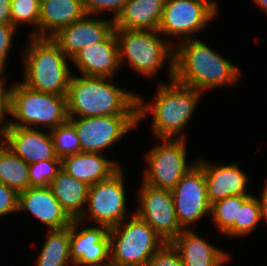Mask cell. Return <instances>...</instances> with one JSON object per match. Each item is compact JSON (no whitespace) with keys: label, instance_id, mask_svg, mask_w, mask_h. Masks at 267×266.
Returning <instances> with one entry per match:
<instances>
[{"label":"cell","instance_id":"28","mask_svg":"<svg viewBox=\"0 0 267 266\" xmlns=\"http://www.w3.org/2000/svg\"><path fill=\"white\" fill-rule=\"evenodd\" d=\"M40 0H11V24L17 29L20 25L33 27L30 36L39 37Z\"/></svg>","mask_w":267,"mask_h":266},{"label":"cell","instance_id":"39","mask_svg":"<svg viewBox=\"0 0 267 266\" xmlns=\"http://www.w3.org/2000/svg\"><path fill=\"white\" fill-rule=\"evenodd\" d=\"M267 15V0H252Z\"/></svg>","mask_w":267,"mask_h":266},{"label":"cell","instance_id":"2","mask_svg":"<svg viewBox=\"0 0 267 266\" xmlns=\"http://www.w3.org/2000/svg\"><path fill=\"white\" fill-rule=\"evenodd\" d=\"M156 83L155 99L145 101L142 95L137 94L138 126L151 116V132L156 140L187 139L185 128L191 122L203 93L174 79L166 82L158 80Z\"/></svg>","mask_w":267,"mask_h":266},{"label":"cell","instance_id":"4","mask_svg":"<svg viewBox=\"0 0 267 266\" xmlns=\"http://www.w3.org/2000/svg\"><path fill=\"white\" fill-rule=\"evenodd\" d=\"M21 50L25 86L40 92L67 95L74 74L71 62L52 38L30 36ZM73 71V72H72Z\"/></svg>","mask_w":267,"mask_h":266},{"label":"cell","instance_id":"9","mask_svg":"<svg viewBox=\"0 0 267 266\" xmlns=\"http://www.w3.org/2000/svg\"><path fill=\"white\" fill-rule=\"evenodd\" d=\"M144 153L147 164L142 170V181L152 187L172 190L182 176L197 162L187 160V139L159 138ZM161 142V143H160Z\"/></svg>","mask_w":267,"mask_h":266},{"label":"cell","instance_id":"5","mask_svg":"<svg viewBox=\"0 0 267 266\" xmlns=\"http://www.w3.org/2000/svg\"><path fill=\"white\" fill-rule=\"evenodd\" d=\"M114 30L121 67L127 66V69H131L139 76L153 81L157 80L159 70L166 67L167 81L173 79L174 46L158 30Z\"/></svg>","mask_w":267,"mask_h":266},{"label":"cell","instance_id":"30","mask_svg":"<svg viewBox=\"0 0 267 266\" xmlns=\"http://www.w3.org/2000/svg\"><path fill=\"white\" fill-rule=\"evenodd\" d=\"M260 223V205L252 194L242 205H238V238L248 237Z\"/></svg>","mask_w":267,"mask_h":266},{"label":"cell","instance_id":"22","mask_svg":"<svg viewBox=\"0 0 267 266\" xmlns=\"http://www.w3.org/2000/svg\"><path fill=\"white\" fill-rule=\"evenodd\" d=\"M85 15L82 0H41L39 37L52 38Z\"/></svg>","mask_w":267,"mask_h":266},{"label":"cell","instance_id":"33","mask_svg":"<svg viewBox=\"0 0 267 266\" xmlns=\"http://www.w3.org/2000/svg\"><path fill=\"white\" fill-rule=\"evenodd\" d=\"M6 72H0V134L9 127L11 117V88L6 86ZM6 82V83H5ZM6 116V117H5Z\"/></svg>","mask_w":267,"mask_h":266},{"label":"cell","instance_id":"19","mask_svg":"<svg viewBox=\"0 0 267 266\" xmlns=\"http://www.w3.org/2000/svg\"><path fill=\"white\" fill-rule=\"evenodd\" d=\"M71 63L81 75L116 78L121 66L115 30L104 41L81 49Z\"/></svg>","mask_w":267,"mask_h":266},{"label":"cell","instance_id":"23","mask_svg":"<svg viewBox=\"0 0 267 266\" xmlns=\"http://www.w3.org/2000/svg\"><path fill=\"white\" fill-rule=\"evenodd\" d=\"M165 0H127L114 29L158 30Z\"/></svg>","mask_w":267,"mask_h":266},{"label":"cell","instance_id":"12","mask_svg":"<svg viewBox=\"0 0 267 266\" xmlns=\"http://www.w3.org/2000/svg\"><path fill=\"white\" fill-rule=\"evenodd\" d=\"M135 196L134 213L144 220L165 243H172L184 230L180 225L171 190L152 187L141 180Z\"/></svg>","mask_w":267,"mask_h":266},{"label":"cell","instance_id":"31","mask_svg":"<svg viewBox=\"0 0 267 266\" xmlns=\"http://www.w3.org/2000/svg\"><path fill=\"white\" fill-rule=\"evenodd\" d=\"M61 169V160H45L29 164V187L49 186Z\"/></svg>","mask_w":267,"mask_h":266},{"label":"cell","instance_id":"16","mask_svg":"<svg viewBox=\"0 0 267 266\" xmlns=\"http://www.w3.org/2000/svg\"><path fill=\"white\" fill-rule=\"evenodd\" d=\"M0 140L28 165L45 160H61L55 154L49 130L9 126Z\"/></svg>","mask_w":267,"mask_h":266},{"label":"cell","instance_id":"18","mask_svg":"<svg viewBox=\"0 0 267 266\" xmlns=\"http://www.w3.org/2000/svg\"><path fill=\"white\" fill-rule=\"evenodd\" d=\"M31 214L45 225L46 230L69 227L73 219L62 208L53 192L47 187H29L18 194V213Z\"/></svg>","mask_w":267,"mask_h":266},{"label":"cell","instance_id":"36","mask_svg":"<svg viewBox=\"0 0 267 266\" xmlns=\"http://www.w3.org/2000/svg\"><path fill=\"white\" fill-rule=\"evenodd\" d=\"M18 214V193L0 182V218Z\"/></svg>","mask_w":267,"mask_h":266},{"label":"cell","instance_id":"24","mask_svg":"<svg viewBox=\"0 0 267 266\" xmlns=\"http://www.w3.org/2000/svg\"><path fill=\"white\" fill-rule=\"evenodd\" d=\"M49 188L73 220L82 216L87 203L89 185L61 169L50 182Z\"/></svg>","mask_w":267,"mask_h":266},{"label":"cell","instance_id":"27","mask_svg":"<svg viewBox=\"0 0 267 266\" xmlns=\"http://www.w3.org/2000/svg\"><path fill=\"white\" fill-rule=\"evenodd\" d=\"M0 182L18 194L29 188V165L0 140Z\"/></svg>","mask_w":267,"mask_h":266},{"label":"cell","instance_id":"3","mask_svg":"<svg viewBox=\"0 0 267 266\" xmlns=\"http://www.w3.org/2000/svg\"><path fill=\"white\" fill-rule=\"evenodd\" d=\"M113 80L73 75L66 95L68 117L137 115L138 93L121 88Z\"/></svg>","mask_w":267,"mask_h":266},{"label":"cell","instance_id":"26","mask_svg":"<svg viewBox=\"0 0 267 266\" xmlns=\"http://www.w3.org/2000/svg\"><path fill=\"white\" fill-rule=\"evenodd\" d=\"M251 195H234L211 204L210 219L221 235L229 239L238 238V205Z\"/></svg>","mask_w":267,"mask_h":266},{"label":"cell","instance_id":"7","mask_svg":"<svg viewBox=\"0 0 267 266\" xmlns=\"http://www.w3.org/2000/svg\"><path fill=\"white\" fill-rule=\"evenodd\" d=\"M109 230L110 265L145 266L166 243L134 211Z\"/></svg>","mask_w":267,"mask_h":266},{"label":"cell","instance_id":"8","mask_svg":"<svg viewBox=\"0 0 267 266\" xmlns=\"http://www.w3.org/2000/svg\"><path fill=\"white\" fill-rule=\"evenodd\" d=\"M219 9L218 0H165L158 31L175 46L197 38L199 33L202 35L209 22L218 16Z\"/></svg>","mask_w":267,"mask_h":266},{"label":"cell","instance_id":"21","mask_svg":"<svg viewBox=\"0 0 267 266\" xmlns=\"http://www.w3.org/2000/svg\"><path fill=\"white\" fill-rule=\"evenodd\" d=\"M107 157L103 153L79 152L63 157L61 168L73 178L91 186L110 178L122 167L120 162Z\"/></svg>","mask_w":267,"mask_h":266},{"label":"cell","instance_id":"29","mask_svg":"<svg viewBox=\"0 0 267 266\" xmlns=\"http://www.w3.org/2000/svg\"><path fill=\"white\" fill-rule=\"evenodd\" d=\"M55 154L62 159L68 155L81 152V145L73 124L67 120L50 130Z\"/></svg>","mask_w":267,"mask_h":266},{"label":"cell","instance_id":"15","mask_svg":"<svg viewBox=\"0 0 267 266\" xmlns=\"http://www.w3.org/2000/svg\"><path fill=\"white\" fill-rule=\"evenodd\" d=\"M196 163L203 169L210 204L229 196L253 194L248 190L250 176L237 161L216 164L199 157Z\"/></svg>","mask_w":267,"mask_h":266},{"label":"cell","instance_id":"10","mask_svg":"<svg viewBox=\"0 0 267 266\" xmlns=\"http://www.w3.org/2000/svg\"><path fill=\"white\" fill-rule=\"evenodd\" d=\"M123 167L110 178L89 186L86 207L80 221L88 223L91 220L95 225L111 229L129 217Z\"/></svg>","mask_w":267,"mask_h":266},{"label":"cell","instance_id":"32","mask_svg":"<svg viewBox=\"0 0 267 266\" xmlns=\"http://www.w3.org/2000/svg\"><path fill=\"white\" fill-rule=\"evenodd\" d=\"M126 3L127 0H82L86 15L99 16L104 15V13L105 15L111 13L109 16L112 20L116 19Z\"/></svg>","mask_w":267,"mask_h":266},{"label":"cell","instance_id":"13","mask_svg":"<svg viewBox=\"0 0 267 266\" xmlns=\"http://www.w3.org/2000/svg\"><path fill=\"white\" fill-rule=\"evenodd\" d=\"M175 212L184 229L197 228L195 223L211 214L203 169L196 163L171 190ZM195 226V227H194Z\"/></svg>","mask_w":267,"mask_h":266},{"label":"cell","instance_id":"11","mask_svg":"<svg viewBox=\"0 0 267 266\" xmlns=\"http://www.w3.org/2000/svg\"><path fill=\"white\" fill-rule=\"evenodd\" d=\"M81 145V152L103 153L138 127L137 115L69 117Z\"/></svg>","mask_w":267,"mask_h":266},{"label":"cell","instance_id":"6","mask_svg":"<svg viewBox=\"0 0 267 266\" xmlns=\"http://www.w3.org/2000/svg\"><path fill=\"white\" fill-rule=\"evenodd\" d=\"M68 118L66 95L36 91L18 80L12 84L9 126L50 131Z\"/></svg>","mask_w":267,"mask_h":266},{"label":"cell","instance_id":"37","mask_svg":"<svg viewBox=\"0 0 267 266\" xmlns=\"http://www.w3.org/2000/svg\"><path fill=\"white\" fill-rule=\"evenodd\" d=\"M259 197L255 194L260 205V218L261 221L266 222L267 224V179L264 181Z\"/></svg>","mask_w":267,"mask_h":266},{"label":"cell","instance_id":"35","mask_svg":"<svg viewBox=\"0 0 267 266\" xmlns=\"http://www.w3.org/2000/svg\"><path fill=\"white\" fill-rule=\"evenodd\" d=\"M15 32L17 33V28L12 24L0 25V72H7L6 63L9 60V54L14 44Z\"/></svg>","mask_w":267,"mask_h":266},{"label":"cell","instance_id":"1","mask_svg":"<svg viewBox=\"0 0 267 266\" xmlns=\"http://www.w3.org/2000/svg\"><path fill=\"white\" fill-rule=\"evenodd\" d=\"M216 51L198 37L177 43L173 79L203 94L209 89L239 85L243 70Z\"/></svg>","mask_w":267,"mask_h":266},{"label":"cell","instance_id":"38","mask_svg":"<svg viewBox=\"0 0 267 266\" xmlns=\"http://www.w3.org/2000/svg\"><path fill=\"white\" fill-rule=\"evenodd\" d=\"M10 1L11 0H0V25L11 24Z\"/></svg>","mask_w":267,"mask_h":266},{"label":"cell","instance_id":"14","mask_svg":"<svg viewBox=\"0 0 267 266\" xmlns=\"http://www.w3.org/2000/svg\"><path fill=\"white\" fill-rule=\"evenodd\" d=\"M89 226L79 219H74L70 225L72 264L74 266L110 265V229L94 223Z\"/></svg>","mask_w":267,"mask_h":266},{"label":"cell","instance_id":"17","mask_svg":"<svg viewBox=\"0 0 267 266\" xmlns=\"http://www.w3.org/2000/svg\"><path fill=\"white\" fill-rule=\"evenodd\" d=\"M99 17L85 15L61 29L52 39L72 59L84 47L104 41L114 31V20Z\"/></svg>","mask_w":267,"mask_h":266},{"label":"cell","instance_id":"34","mask_svg":"<svg viewBox=\"0 0 267 266\" xmlns=\"http://www.w3.org/2000/svg\"><path fill=\"white\" fill-rule=\"evenodd\" d=\"M145 266H183V261L174 246L171 243H166Z\"/></svg>","mask_w":267,"mask_h":266},{"label":"cell","instance_id":"20","mask_svg":"<svg viewBox=\"0 0 267 266\" xmlns=\"http://www.w3.org/2000/svg\"><path fill=\"white\" fill-rule=\"evenodd\" d=\"M184 229L171 243L181 255L183 266H223L231 260L230 252L221 249L210 239L194 231Z\"/></svg>","mask_w":267,"mask_h":266},{"label":"cell","instance_id":"25","mask_svg":"<svg viewBox=\"0 0 267 266\" xmlns=\"http://www.w3.org/2000/svg\"><path fill=\"white\" fill-rule=\"evenodd\" d=\"M43 245L35 258V266H74L70 259V226L47 230Z\"/></svg>","mask_w":267,"mask_h":266}]
</instances>
